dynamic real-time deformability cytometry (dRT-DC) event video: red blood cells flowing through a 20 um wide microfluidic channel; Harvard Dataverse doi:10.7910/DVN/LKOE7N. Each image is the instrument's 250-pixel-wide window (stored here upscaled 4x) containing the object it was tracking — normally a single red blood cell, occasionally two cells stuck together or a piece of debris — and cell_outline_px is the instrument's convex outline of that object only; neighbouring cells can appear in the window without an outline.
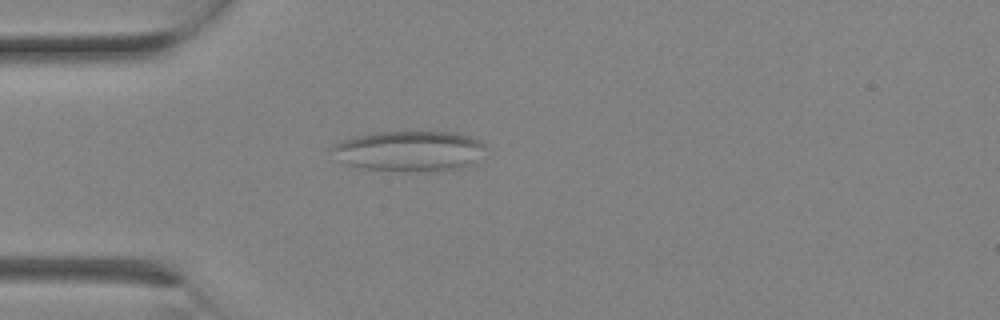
{"species": "Egyptian fruit bat (a non-hibernating species)", "species_latin": "Rousettus aegyptiacus", "temperature_condition": "room temperature", "stored_images_in_passage": 1, "camera_frame_rate_fps": 3000, "um_per_image_px": 0.085, "animal": {"sex": "female"}, "frame": {"image": 1, "passage_image": 1, "time_ms": 0.0, "image_size_px": [1000, 320], "cell_outline_px": [[488, 144], [476, 164], [464, 168], [440, 172], [364, 168], [348, 164], [332, 148], [332, 144], [356, 136], [376, 132], [460, 132], [480, 140]], "centroid_in_image_um": [34.99, 12.83], "position_along_channel_um": 50.0, "area_um2": 36.18}}